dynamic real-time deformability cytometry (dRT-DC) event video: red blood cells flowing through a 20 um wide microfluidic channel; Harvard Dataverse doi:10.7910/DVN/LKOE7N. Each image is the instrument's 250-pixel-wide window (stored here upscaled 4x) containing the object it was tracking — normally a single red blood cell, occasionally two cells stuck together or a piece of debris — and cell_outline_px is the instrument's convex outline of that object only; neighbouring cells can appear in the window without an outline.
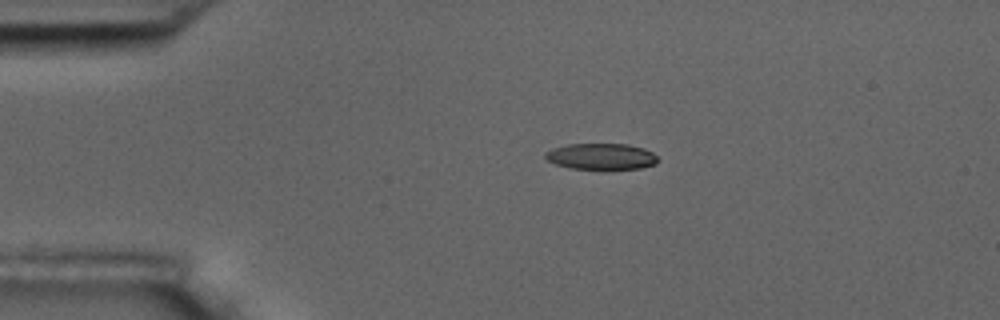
{"species": "common noctule bat (a hibernating species)", "species_latin": "Nyctalus noctula", "temperature_condition": "room temperature", "stored_images_in_passage": 4, "camera_frame_rate_fps": 3000, "um_per_image_px": 0.085, "animal": {"sex": "male", "body_mass_g": 17.5, "forearm_length_mm": 52.3}, "frame": {"image": 1, "passage_image": 2, "time_ms": 2.0, "image_size_px": [1000, 320], "cell_outline_px": [[660, 160], [656, 164], [640, 168], [568, 168], [556, 164], [548, 160], [544, 156], [544, 152], [552, 148], [568, 144], [628, 144], [644, 148], [652, 152]], "centroid_in_image_um": [51.1, 13.28], "position_along_channel_um": 33.9, "area_um2": 17.05}}
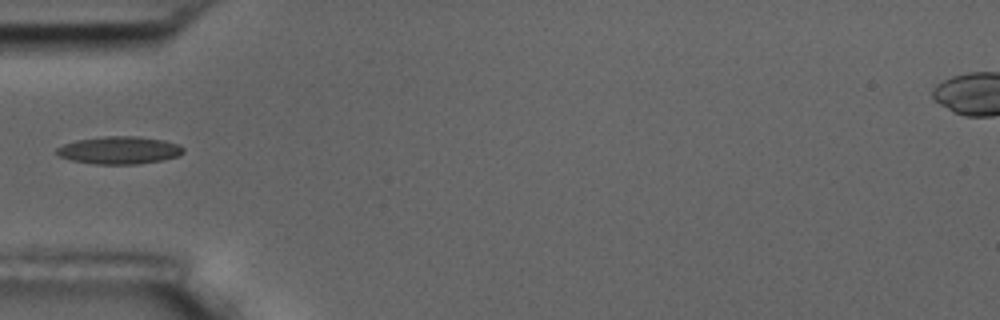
{"frame": {"image": 2, "passage_image": 4, "time_ms": 4.333, "image_size_px": [1000, 320], "cell_outline_px": [[184, 152], [176, 156], [160, 160], [136, 164], [96, 164], [72, 160], [60, 156], [56, 152], [56, 148], [64, 144], [76, 140], [104, 136], [136, 136], [164, 140], [176, 144], [184, 148]], "centroid_in_image_um": [10.12, 12.76], "position_along_channel_um": 74.9, "area_um2": 20.11}}